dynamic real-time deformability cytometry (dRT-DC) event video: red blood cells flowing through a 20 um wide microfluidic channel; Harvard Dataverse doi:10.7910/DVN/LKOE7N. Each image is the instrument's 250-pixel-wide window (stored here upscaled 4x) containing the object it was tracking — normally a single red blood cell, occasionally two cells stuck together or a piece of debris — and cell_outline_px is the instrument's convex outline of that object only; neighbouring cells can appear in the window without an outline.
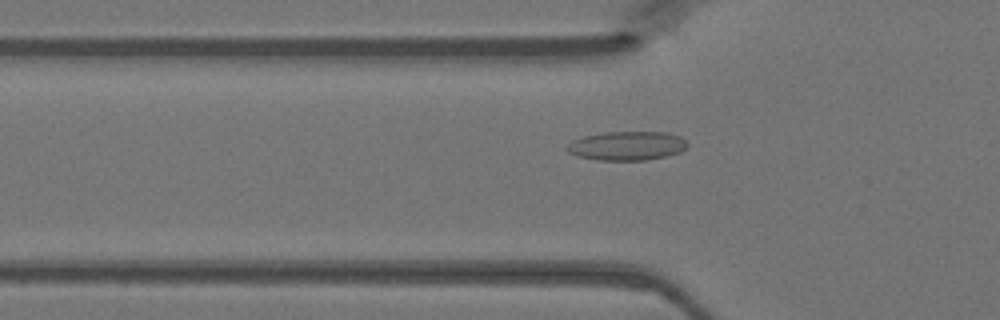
{"species": "Egyptian fruit bat (a non-hibernating species)", "species_latin": "Rousettus aegyptiacus", "temperature_condition": "warm", "stored_images_in_passage": 36, "camera_frame_rate_fps": 3000, "um_per_image_px": 0.085, "animal": {"sex": "female"}, "frame": {"image": 1, "passage_image": 4, "time_ms": 1.0, "image_size_px": [1000, 320], "cell_outline_px": [[688, 144], [680, 152], [664, 156], [644, 160], [600, 160], [580, 156], [568, 152], [564, 148], [564, 144], [572, 140], [584, 136], [604, 132], [668, 132], [680, 136]], "centroid_in_image_um": [53.24, 12.38], "position_along_channel_um": 72.6, "area_um2": 20.29}}
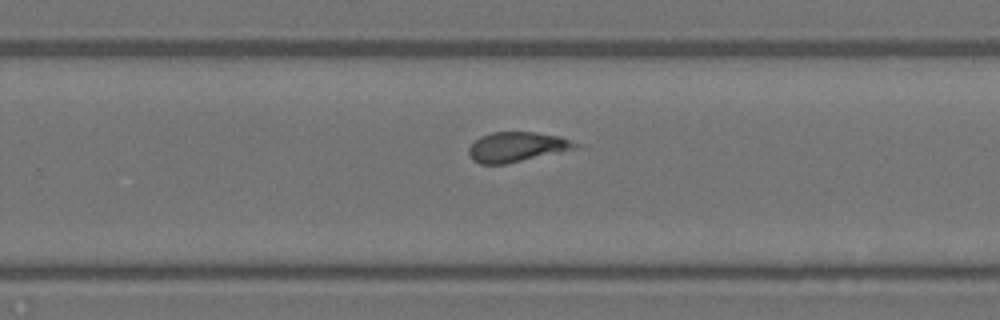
{"frame": {"image": 2, "passage_image": 19, "time_ms": 6.0, "image_size_px": [1000, 320], "cell_outline_px": [[584, 144], [580, 148], [504, 164], [480, 164], [472, 160], [468, 152], [468, 148], [480, 136], [492, 132], [536, 132], [560, 136]], "centroid_in_image_um": [43.99, 12.48], "position_along_channel_um": 285.8, "area_um2": 18.79}}
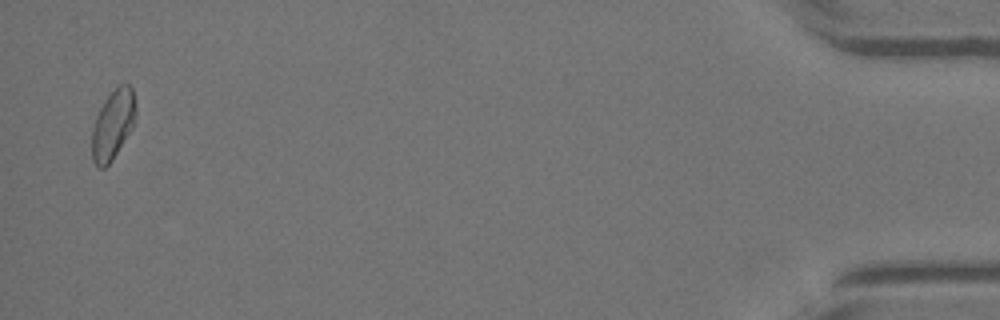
{"frame": {"image": 3, "passage_image": 35, "time_ms": 11.333, "image_size_px": [1000, 320], "cell_outline_px": [[136, 116], [132, 128], [112, 160], [104, 168], [100, 168], [92, 160], [92, 128], [96, 116], [104, 100], [120, 84], [128, 84], [132, 88], [136, 108]], "centroid_in_image_um": [9.6, 10.59], "position_along_channel_um": 425.6, "area_um2": 17.57}}